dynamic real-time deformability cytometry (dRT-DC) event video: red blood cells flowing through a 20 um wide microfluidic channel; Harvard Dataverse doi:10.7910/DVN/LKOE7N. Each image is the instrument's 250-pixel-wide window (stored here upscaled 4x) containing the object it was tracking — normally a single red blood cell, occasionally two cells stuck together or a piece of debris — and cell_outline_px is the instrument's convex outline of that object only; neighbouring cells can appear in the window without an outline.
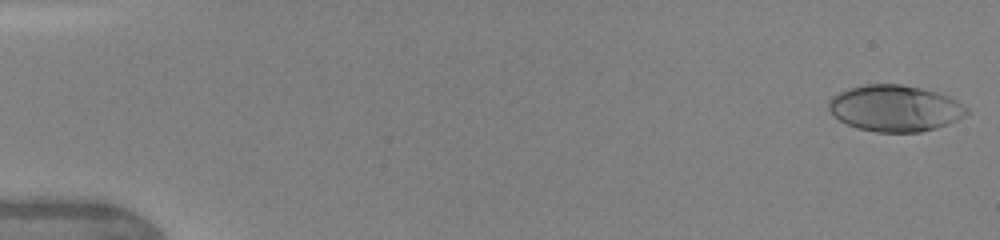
{"species": "human", "species_latin": "Homo sapiens", "temperature_condition": "warm", "stored_images_in_passage": 8, "camera_frame_rate_fps": 3000, "um_per_image_px": 0.085, "donor": {"sex": "female"}, "frame": {"image": 1, "passage_image": 1, "time_ms": 0.0, "image_size_px": [1000, 240], "cell_outline_px": [[968, 112], [964, 116], [948, 124], [936, 128], [920, 132], [876, 132], [856, 128], [832, 116], [828, 112], [828, 100], [832, 96], [848, 88], [864, 84], [900, 84], [920, 88], [936, 92], [948, 96], [956, 100], [968, 108]], "centroid_in_image_um": [76.03, 9.2], "position_along_channel_um": 9.0, "area_um2": 37.4}}
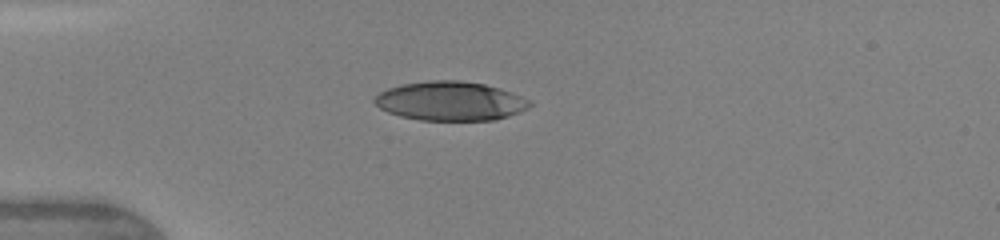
{"frame": {"image": 2, "passage_image": 6, "time_ms": 4.0, "image_size_px": [1000, 240], "cell_outline_px": [[532, 104], [528, 108], [520, 112], [508, 116], [492, 120], [420, 120], [400, 116], [388, 112], [380, 108], [372, 100], [380, 92], [388, 88], [400, 84], [432, 80], [460, 80], [484, 84], [500, 88], [512, 92], [532, 100]], "centroid_in_image_um": [38.3, 8.58], "position_along_channel_um": 46.7, "area_um2": 35.49}}